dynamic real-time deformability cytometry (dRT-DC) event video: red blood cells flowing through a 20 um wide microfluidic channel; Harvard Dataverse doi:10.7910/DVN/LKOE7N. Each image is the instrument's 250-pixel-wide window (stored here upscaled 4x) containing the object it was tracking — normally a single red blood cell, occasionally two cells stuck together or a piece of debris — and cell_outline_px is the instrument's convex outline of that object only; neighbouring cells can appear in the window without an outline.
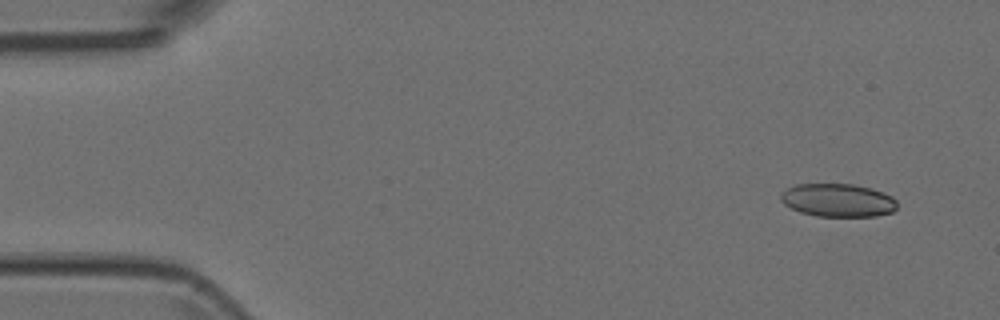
{"species": "Egyptian fruit bat (a non-hibernating species)", "species_latin": "Rousettus aegyptiacus", "temperature_condition": "room temperature", "stored_images_in_passage": 7, "camera_frame_rate_fps": 3000, "um_per_image_px": 0.085, "animal": {"sex": "female"}, "frame": {"image": 1, "passage_image": 1, "time_ms": 0.0, "image_size_px": [1000, 320], "cell_outline_px": [[896, 208], [892, 212], [876, 216], [816, 216], [800, 212], [784, 204], [780, 200], [780, 192], [796, 184], [852, 184], [872, 188], [892, 196], [896, 200]], "centroid_in_image_um": [71.21, 17.02], "position_along_channel_um": 13.8, "area_um2": 22.54}}
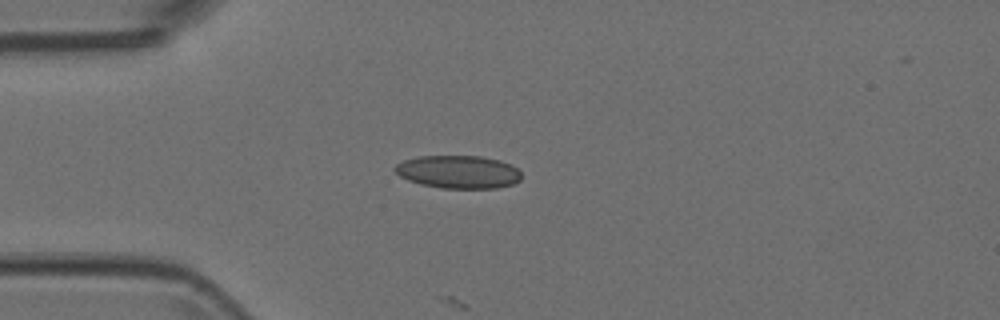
{"frame": {"image": 2, "passage_image": 4, "time_ms": 1.0, "image_size_px": [1000, 320], "cell_outline_px": [[520, 180], [512, 184], [496, 188], [440, 188], [420, 184], [408, 180], [400, 176], [392, 168], [396, 164], [404, 160], [420, 156], [480, 156], [500, 160], [512, 164], [520, 172]], "centroid_in_image_um": [38.95, 14.61], "position_along_channel_um": 46.1, "area_um2": 24.33}}